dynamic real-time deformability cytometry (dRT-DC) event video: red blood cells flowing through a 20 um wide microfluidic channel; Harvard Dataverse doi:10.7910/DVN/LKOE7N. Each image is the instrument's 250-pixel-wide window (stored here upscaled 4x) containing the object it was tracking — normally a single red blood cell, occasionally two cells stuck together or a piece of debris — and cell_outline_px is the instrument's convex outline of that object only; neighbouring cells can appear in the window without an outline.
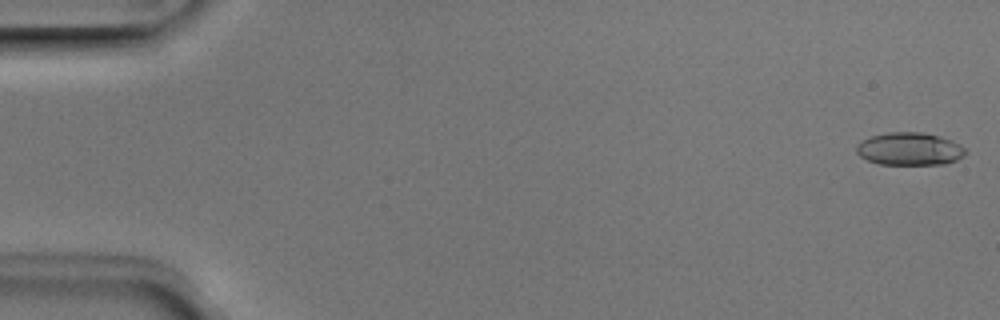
{"species": "Egyptian fruit bat (a non-hibernating species)", "species_latin": "Rousettus aegyptiacus", "temperature_condition": "room temperature", "stored_images_in_passage": 9, "camera_frame_rate_fps": 3000, "um_per_image_px": 0.085, "animal": {"sex": "male"}, "frame": {"image": 1, "passage_image": 1, "time_ms": 0.0, "image_size_px": [1000, 320], "cell_outline_px": [[968, 152], [964, 156], [956, 160], [944, 164], [880, 164], [868, 160], [860, 156], [856, 152], [856, 148], [864, 140], [872, 136], [888, 132], [920, 132], [940, 136], [952, 140], [960, 144]], "centroid_in_image_um": [77.36, 12.66], "position_along_channel_um": 7.6, "area_um2": 20.69}}